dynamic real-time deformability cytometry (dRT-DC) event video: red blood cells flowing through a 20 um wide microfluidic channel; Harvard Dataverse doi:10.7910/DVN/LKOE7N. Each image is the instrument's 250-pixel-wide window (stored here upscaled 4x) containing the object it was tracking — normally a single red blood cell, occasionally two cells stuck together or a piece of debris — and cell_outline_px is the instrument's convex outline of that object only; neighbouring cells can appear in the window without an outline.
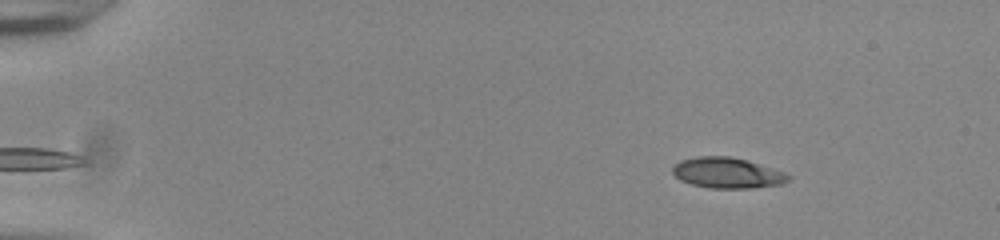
{"species": "common noctule bat (a hibernating species)", "species_latin": "Nyctalus noctula", "temperature_condition": "room temperature", "stored_images_in_passage": 50, "camera_frame_rate_fps": 3000, "um_per_image_px": 0.085, "animal": {"sex": "male", "body_mass_g": 20.0, "forearm_length_mm": 53.3}, "frame": {"image": 1, "passage_image": 3, "time_ms": 0.667, "image_size_px": [1000, 240], "cell_outline_px": [[792, 176], [788, 180], [780, 184], [752, 188], [708, 188], [692, 184], [680, 180], [672, 172], [672, 168], [680, 160], [700, 156], [728, 156], [748, 160], [784, 172]], "centroid_in_image_um": [61.81, 14.69], "position_along_channel_um": 23.2, "area_um2": 20.58}}
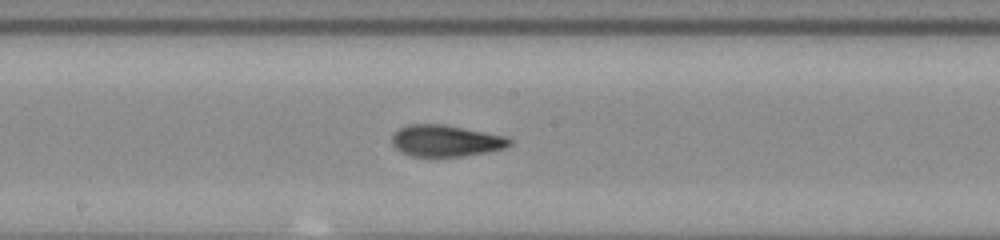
{"frame": {"image": 2, "passage_image": 26, "time_ms": 8.333, "image_size_px": [1000, 240], "cell_outline_px": [[512, 144], [504, 148], [488, 152], [464, 156], [412, 156], [400, 152], [392, 144], [392, 136], [400, 128], [408, 124], [440, 124], [508, 136], [512, 140]], "centroid_in_image_um": [37.91, 11.97], "position_along_channel_um": 210.3, "area_um2": 21.56}}
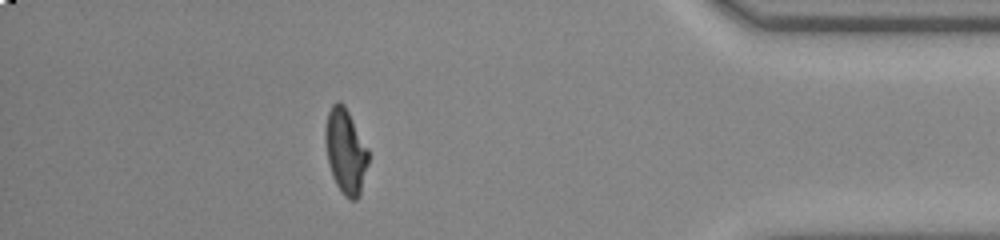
{"frame": {"image": 3, "passage_image": 44, "time_ms": 14.333, "image_size_px": [1000, 240], "cell_outline_px": [[368, 164], [360, 196], [356, 200], [348, 200], [344, 196], [336, 184], [332, 176], [328, 164], [324, 140], [324, 128], [328, 112], [332, 104], [336, 100], [340, 100], [344, 104], [368, 148]], "centroid_in_image_um": [29.36, 12.86], "position_along_channel_um": 405.8, "area_um2": 21.68}, "authors_computed_cell_mechanics": {"area_um2": 21.1548, "velocity_mm_per_s": 3.8614, "shape_relaxation_time_tau1_ms": 10.185, "shape_relaxation_time_tau2_ms": 1.4652, "deformation_change_tau1": 0.2731, "deformation_change_tau2": 0.0818}}